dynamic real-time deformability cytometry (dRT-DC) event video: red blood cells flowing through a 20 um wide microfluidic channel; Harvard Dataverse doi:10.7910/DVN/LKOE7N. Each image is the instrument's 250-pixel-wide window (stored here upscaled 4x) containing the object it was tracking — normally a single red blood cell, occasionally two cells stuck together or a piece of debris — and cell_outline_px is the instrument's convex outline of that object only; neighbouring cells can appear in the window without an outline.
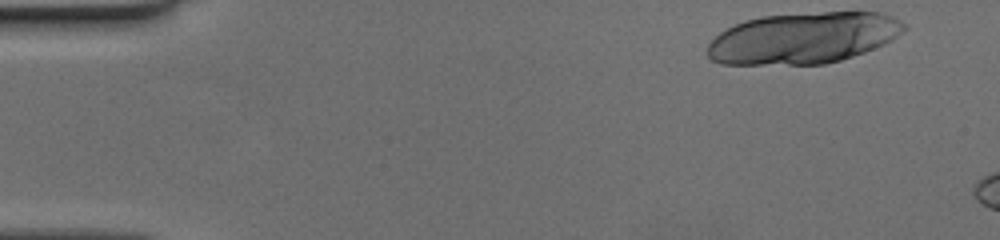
{"species": "human", "species_latin": "Homo sapiens", "temperature_condition": "cold", "stored_images_in_passage": 9, "camera_frame_rate_fps": 3000, "um_per_image_px": 0.085, "donor": {"sex": "female"}, "frame": {"image": 1, "passage_image": 1, "time_ms": 0.0, "image_size_px": [1000, 240], "cell_outline_px": [[908, 28], [892, 40], [884, 44], [864, 52], [840, 60], [824, 64], [720, 64], [712, 60], [708, 56], [708, 44], [720, 32], [744, 20], [764, 16], [824, 12], [880, 12], [892, 16], [908, 24]], "centroid_in_image_um": [68.32, 3.23], "position_along_channel_um": 16.7, "area_um2": 58.67}}